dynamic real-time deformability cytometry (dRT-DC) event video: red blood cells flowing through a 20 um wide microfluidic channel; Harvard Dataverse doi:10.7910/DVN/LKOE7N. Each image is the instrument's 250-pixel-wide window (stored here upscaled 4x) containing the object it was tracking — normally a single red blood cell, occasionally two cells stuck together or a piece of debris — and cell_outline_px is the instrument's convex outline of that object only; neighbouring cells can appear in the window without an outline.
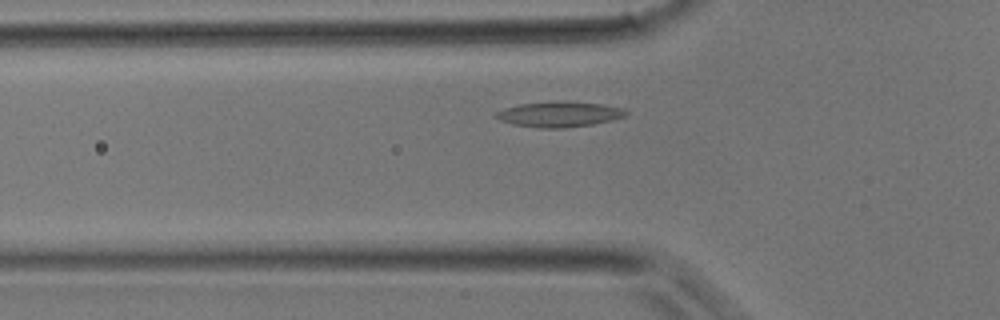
{"species": "common noctule bat (a hibernating species)", "species_latin": "Nyctalus noctula", "temperature_condition": "room temperature", "stored_images_in_passage": 32, "camera_frame_rate_fps": 3000, "um_per_image_px": 0.085, "animal": {"sex": "male", "body_mass_g": 17.9}, "frame": {"image": 1, "passage_image": 6, "time_ms": 1.667, "image_size_px": [1000, 320], "cell_outline_px": [[628, 112], [624, 116], [612, 120], [592, 124], [564, 128], [540, 128], [512, 124], [500, 120], [496, 116], [496, 112], [504, 108], [520, 104], [564, 100], [604, 104], [624, 108]], "centroid_in_image_um": [47.56, 9.7], "position_along_channel_um": 78.2, "area_um2": 19.31}}
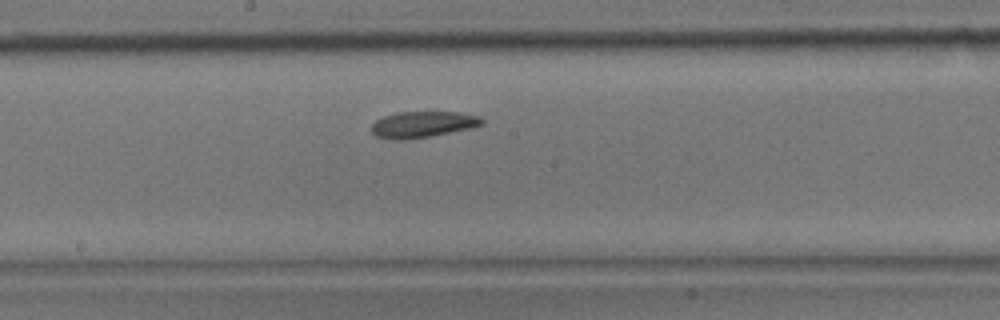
{"frame": {"image": 2, "passage_image": 14, "time_ms": 4.333, "image_size_px": [1000, 320], "cell_outline_px": [[484, 124], [472, 128], [432, 136], [404, 140], [388, 140], [376, 136], [368, 128], [376, 120], [384, 116], [396, 112], [460, 112], [480, 116], [484, 120]], "centroid_in_image_um": [35.92, 10.58], "position_along_channel_um": 212.3, "area_um2": 17.22}}
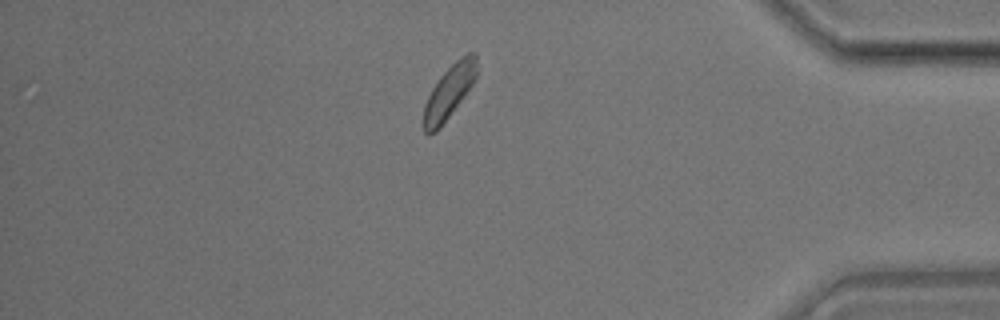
{"frame": {"image": 3, "passage_image": 27, "time_ms": 8.667, "image_size_px": [1000, 320], "cell_outline_px": [[476, 76], [472, 84], [440, 128], [436, 132], [428, 136], [424, 132], [424, 104], [432, 88], [440, 76], [456, 60], [468, 52], [472, 52], [476, 56]], "centroid_in_image_um": [38.15, 7.83], "position_along_channel_um": 397.1, "area_um2": 16.13}}